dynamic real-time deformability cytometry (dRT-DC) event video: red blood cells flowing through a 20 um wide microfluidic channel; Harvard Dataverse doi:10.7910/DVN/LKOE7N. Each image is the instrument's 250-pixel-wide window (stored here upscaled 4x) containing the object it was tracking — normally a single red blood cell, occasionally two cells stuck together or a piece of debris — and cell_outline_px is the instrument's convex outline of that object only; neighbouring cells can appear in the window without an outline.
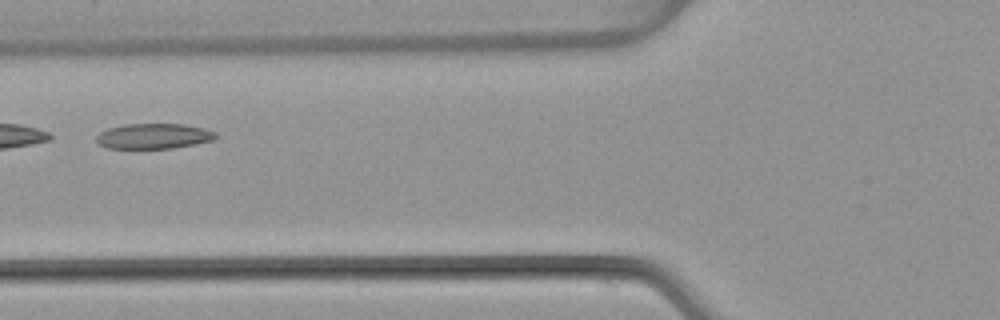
{"species": "common noctule bat (a hibernating species)", "species_latin": "Nyctalus noctula", "temperature_condition": "warm", "stored_images_in_passage": 43, "camera_frame_rate_fps": 3000, "um_per_image_px": 0.085, "animal": {"sex": "female", "body_mass_g": 22.7, "forearm_length_mm": 54.2}, "frame": {"image": 1, "passage_image": 13, "time_ms": 4.0, "image_size_px": [1000, 320], "cell_outline_px": [[216, 136], [212, 140], [196, 144], [172, 148], [108, 148], [100, 144], [96, 140], [96, 136], [100, 132], [108, 128], [124, 124], [184, 124], [204, 128], [216, 132]], "centroid_in_image_um": [13.06, 11.56], "position_along_channel_um": 112.7, "area_um2": 17.51}}
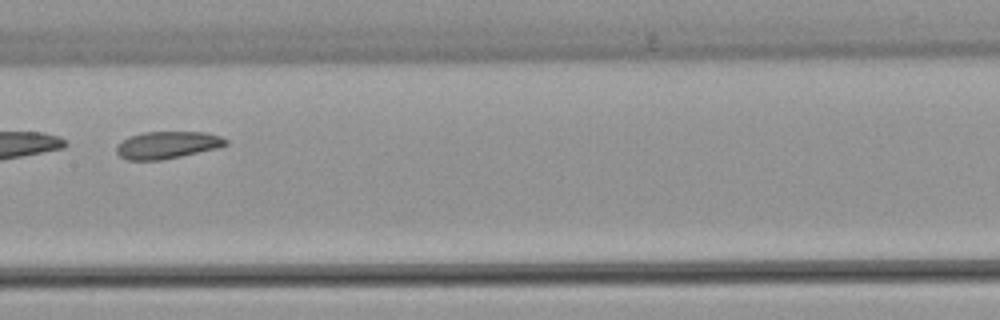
{"frame": {"image": 2, "passage_image": 19, "time_ms": 6.0, "image_size_px": [1000, 320], "cell_outline_px": [[228, 144], [220, 148], [160, 160], [128, 160], [120, 156], [116, 152], [116, 144], [128, 136], [144, 132], [204, 132], [220, 136], [228, 140]], "centroid_in_image_um": [14.21, 12.32], "position_along_channel_um": 193.2, "area_um2": 17.46}}
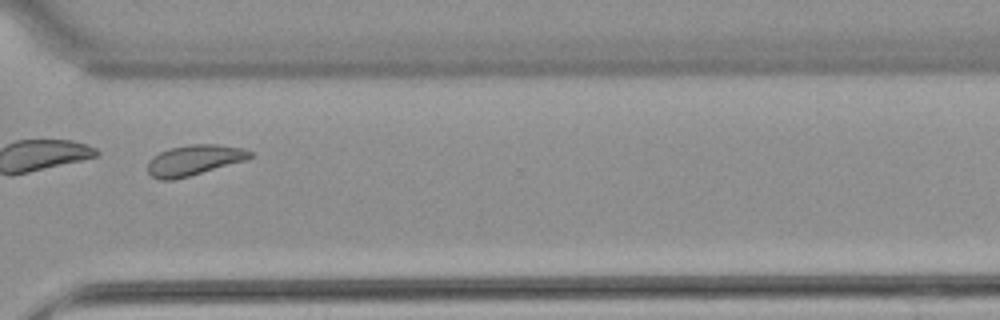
{"frame": {"image": 3, "passage_image": 31, "time_ms": 10.0, "image_size_px": [1000, 320], "cell_outline_px": [[256, 156], [244, 160], [188, 176], [172, 180], [160, 180], [152, 176], [148, 172], [148, 160], [152, 156], [160, 152], [172, 148], [188, 144], [216, 144], [244, 148], [252, 152]], "centroid_in_image_um": [16.5, 13.6], "position_along_channel_um": 354.1, "area_um2": 18.03}, "authors_computed_cell_mechanics": {"area_um2": 19.2474, "velocity_mm_per_s": 4.0159, "shape_relaxation_time_tau1_ms": null, "shape_relaxation_time_tau2_ms": 1.955, "deformation_change_tau1": null, "deformation_change_tau2": 0.0791}}